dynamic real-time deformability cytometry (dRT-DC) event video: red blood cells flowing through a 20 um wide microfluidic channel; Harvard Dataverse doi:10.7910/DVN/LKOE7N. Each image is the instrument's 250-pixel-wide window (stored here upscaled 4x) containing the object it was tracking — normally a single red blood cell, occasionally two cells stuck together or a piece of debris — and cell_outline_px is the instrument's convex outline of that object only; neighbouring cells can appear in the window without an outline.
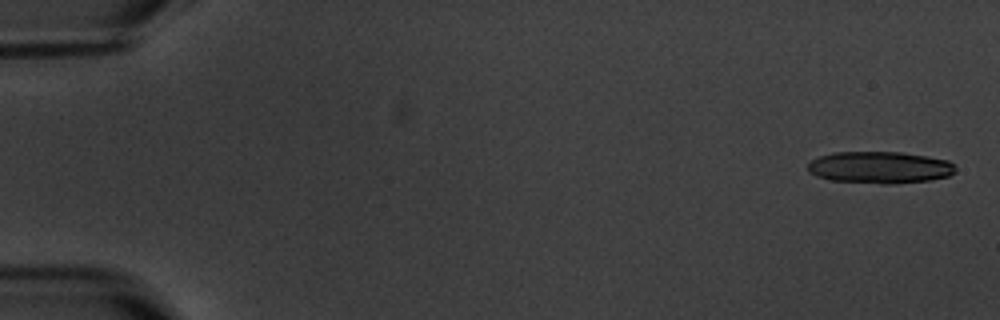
{"species": "common noctule bat (a hibernating species)", "species_latin": "Nyctalus noctula", "temperature_condition": "warm", "stored_images_in_passage": 4, "camera_frame_rate_fps": 3000, "um_per_image_px": 0.085, "animal": {"sex": "male", "body_mass_g": 20.1, "forearm_length_mm": 53.5}, "frame": {"image": 1, "passage_image": 1, "time_ms": 0.0, "image_size_px": [1000, 320], "cell_outline_px": [[956, 172], [948, 176], [928, 180], [892, 184], [880, 184], [832, 180], [816, 176], [808, 172], [808, 164], [812, 160], [820, 156], [836, 152], [900, 152], [928, 156], [948, 160], [956, 164]], "centroid_in_image_um": [74.81, 14.23], "position_along_channel_um": 10.2, "area_um2": 27.57}}